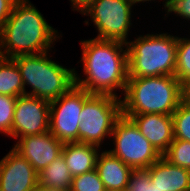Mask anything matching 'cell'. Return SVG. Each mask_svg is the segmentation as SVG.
I'll return each instance as SVG.
<instances>
[{
    "mask_svg": "<svg viewBox=\"0 0 190 191\" xmlns=\"http://www.w3.org/2000/svg\"><path fill=\"white\" fill-rule=\"evenodd\" d=\"M80 43V61L83 62L86 79H81L75 71V85L90 94L118 97L115 89L125 92L128 80L126 44L98 38L83 40Z\"/></svg>",
    "mask_w": 190,
    "mask_h": 191,
    "instance_id": "obj_1",
    "label": "cell"
},
{
    "mask_svg": "<svg viewBox=\"0 0 190 191\" xmlns=\"http://www.w3.org/2000/svg\"><path fill=\"white\" fill-rule=\"evenodd\" d=\"M29 1L17 0L3 25L0 31V57L14 58L49 52L51 44L60 38L58 31Z\"/></svg>",
    "mask_w": 190,
    "mask_h": 191,
    "instance_id": "obj_2",
    "label": "cell"
},
{
    "mask_svg": "<svg viewBox=\"0 0 190 191\" xmlns=\"http://www.w3.org/2000/svg\"><path fill=\"white\" fill-rule=\"evenodd\" d=\"M124 94L122 115H172L187 90L175 76L136 77L128 78Z\"/></svg>",
    "mask_w": 190,
    "mask_h": 191,
    "instance_id": "obj_3",
    "label": "cell"
},
{
    "mask_svg": "<svg viewBox=\"0 0 190 191\" xmlns=\"http://www.w3.org/2000/svg\"><path fill=\"white\" fill-rule=\"evenodd\" d=\"M177 36L146 34L126 43L128 78L174 76Z\"/></svg>",
    "mask_w": 190,
    "mask_h": 191,
    "instance_id": "obj_4",
    "label": "cell"
},
{
    "mask_svg": "<svg viewBox=\"0 0 190 191\" xmlns=\"http://www.w3.org/2000/svg\"><path fill=\"white\" fill-rule=\"evenodd\" d=\"M48 52L37 55H19L12 58L21 73L24 95L43 98L48 101L58 99L75 85V69L49 59ZM25 85L32 90L26 91Z\"/></svg>",
    "mask_w": 190,
    "mask_h": 191,
    "instance_id": "obj_5",
    "label": "cell"
},
{
    "mask_svg": "<svg viewBox=\"0 0 190 191\" xmlns=\"http://www.w3.org/2000/svg\"><path fill=\"white\" fill-rule=\"evenodd\" d=\"M122 115L121 98L89 94L79 115L78 142L99 147L111 136L116 120Z\"/></svg>",
    "mask_w": 190,
    "mask_h": 191,
    "instance_id": "obj_6",
    "label": "cell"
},
{
    "mask_svg": "<svg viewBox=\"0 0 190 191\" xmlns=\"http://www.w3.org/2000/svg\"><path fill=\"white\" fill-rule=\"evenodd\" d=\"M111 136L115 147L108 151L132 169H147L162 157L134 122L124 115L116 120Z\"/></svg>",
    "mask_w": 190,
    "mask_h": 191,
    "instance_id": "obj_7",
    "label": "cell"
},
{
    "mask_svg": "<svg viewBox=\"0 0 190 191\" xmlns=\"http://www.w3.org/2000/svg\"><path fill=\"white\" fill-rule=\"evenodd\" d=\"M132 0H95L82 15L91 17L98 30L96 38L127 43L131 24Z\"/></svg>",
    "mask_w": 190,
    "mask_h": 191,
    "instance_id": "obj_8",
    "label": "cell"
},
{
    "mask_svg": "<svg viewBox=\"0 0 190 191\" xmlns=\"http://www.w3.org/2000/svg\"><path fill=\"white\" fill-rule=\"evenodd\" d=\"M90 93L74 85L58 99L50 101L49 131L61 142H78L79 115ZM58 106V107H57Z\"/></svg>",
    "mask_w": 190,
    "mask_h": 191,
    "instance_id": "obj_9",
    "label": "cell"
},
{
    "mask_svg": "<svg viewBox=\"0 0 190 191\" xmlns=\"http://www.w3.org/2000/svg\"><path fill=\"white\" fill-rule=\"evenodd\" d=\"M50 101L30 95L17 97L12 138L33 136L49 131Z\"/></svg>",
    "mask_w": 190,
    "mask_h": 191,
    "instance_id": "obj_10",
    "label": "cell"
},
{
    "mask_svg": "<svg viewBox=\"0 0 190 191\" xmlns=\"http://www.w3.org/2000/svg\"><path fill=\"white\" fill-rule=\"evenodd\" d=\"M63 145V142L48 131L33 136L20 137L13 149L39 173L62 154Z\"/></svg>",
    "mask_w": 190,
    "mask_h": 191,
    "instance_id": "obj_11",
    "label": "cell"
},
{
    "mask_svg": "<svg viewBox=\"0 0 190 191\" xmlns=\"http://www.w3.org/2000/svg\"><path fill=\"white\" fill-rule=\"evenodd\" d=\"M38 184V173L13 148L0 160V191H31Z\"/></svg>",
    "mask_w": 190,
    "mask_h": 191,
    "instance_id": "obj_12",
    "label": "cell"
},
{
    "mask_svg": "<svg viewBox=\"0 0 190 191\" xmlns=\"http://www.w3.org/2000/svg\"><path fill=\"white\" fill-rule=\"evenodd\" d=\"M130 118L142 135L163 155L174 140L172 115L139 114L124 115Z\"/></svg>",
    "mask_w": 190,
    "mask_h": 191,
    "instance_id": "obj_13",
    "label": "cell"
},
{
    "mask_svg": "<svg viewBox=\"0 0 190 191\" xmlns=\"http://www.w3.org/2000/svg\"><path fill=\"white\" fill-rule=\"evenodd\" d=\"M150 181L163 191H190V170L172 165L163 156L149 168Z\"/></svg>",
    "mask_w": 190,
    "mask_h": 191,
    "instance_id": "obj_14",
    "label": "cell"
},
{
    "mask_svg": "<svg viewBox=\"0 0 190 191\" xmlns=\"http://www.w3.org/2000/svg\"><path fill=\"white\" fill-rule=\"evenodd\" d=\"M96 170L106 190L126 191L133 169L106 150L98 154Z\"/></svg>",
    "mask_w": 190,
    "mask_h": 191,
    "instance_id": "obj_15",
    "label": "cell"
},
{
    "mask_svg": "<svg viewBox=\"0 0 190 191\" xmlns=\"http://www.w3.org/2000/svg\"><path fill=\"white\" fill-rule=\"evenodd\" d=\"M98 148L101 147L81 142L64 143L62 155L73 177L96 169L98 151H101Z\"/></svg>",
    "mask_w": 190,
    "mask_h": 191,
    "instance_id": "obj_16",
    "label": "cell"
},
{
    "mask_svg": "<svg viewBox=\"0 0 190 191\" xmlns=\"http://www.w3.org/2000/svg\"><path fill=\"white\" fill-rule=\"evenodd\" d=\"M73 176L61 154L38 173V183L53 188L71 189Z\"/></svg>",
    "mask_w": 190,
    "mask_h": 191,
    "instance_id": "obj_17",
    "label": "cell"
},
{
    "mask_svg": "<svg viewBox=\"0 0 190 191\" xmlns=\"http://www.w3.org/2000/svg\"><path fill=\"white\" fill-rule=\"evenodd\" d=\"M0 95L12 97L24 95L22 76L12 58L0 57Z\"/></svg>",
    "mask_w": 190,
    "mask_h": 191,
    "instance_id": "obj_18",
    "label": "cell"
},
{
    "mask_svg": "<svg viewBox=\"0 0 190 191\" xmlns=\"http://www.w3.org/2000/svg\"><path fill=\"white\" fill-rule=\"evenodd\" d=\"M188 90L190 89V39H177L176 70L174 75Z\"/></svg>",
    "mask_w": 190,
    "mask_h": 191,
    "instance_id": "obj_19",
    "label": "cell"
},
{
    "mask_svg": "<svg viewBox=\"0 0 190 191\" xmlns=\"http://www.w3.org/2000/svg\"><path fill=\"white\" fill-rule=\"evenodd\" d=\"M174 139L190 142V99L186 97L172 114Z\"/></svg>",
    "mask_w": 190,
    "mask_h": 191,
    "instance_id": "obj_20",
    "label": "cell"
},
{
    "mask_svg": "<svg viewBox=\"0 0 190 191\" xmlns=\"http://www.w3.org/2000/svg\"><path fill=\"white\" fill-rule=\"evenodd\" d=\"M172 165L190 170V142L174 139L168 150L162 155Z\"/></svg>",
    "mask_w": 190,
    "mask_h": 191,
    "instance_id": "obj_21",
    "label": "cell"
},
{
    "mask_svg": "<svg viewBox=\"0 0 190 191\" xmlns=\"http://www.w3.org/2000/svg\"><path fill=\"white\" fill-rule=\"evenodd\" d=\"M16 100L17 97L0 95V132L11 137Z\"/></svg>",
    "mask_w": 190,
    "mask_h": 191,
    "instance_id": "obj_22",
    "label": "cell"
},
{
    "mask_svg": "<svg viewBox=\"0 0 190 191\" xmlns=\"http://www.w3.org/2000/svg\"><path fill=\"white\" fill-rule=\"evenodd\" d=\"M96 169L73 177L70 191H105Z\"/></svg>",
    "mask_w": 190,
    "mask_h": 191,
    "instance_id": "obj_23",
    "label": "cell"
},
{
    "mask_svg": "<svg viewBox=\"0 0 190 191\" xmlns=\"http://www.w3.org/2000/svg\"><path fill=\"white\" fill-rule=\"evenodd\" d=\"M126 191H163L153 184L148 169H133Z\"/></svg>",
    "mask_w": 190,
    "mask_h": 191,
    "instance_id": "obj_24",
    "label": "cell"
},
{
    "mask_svg": "<svg viewBox=\"0 0 190 191\" xmlns=\"http://www.w3.org/2000/svg\"><path fill=\"white\" fill-rule=\"evenodd\" d=\"M167 14L174 12L186 20H190V0H166L164 4Z\"/></svg>",
    "mask_w": 190,
    "mask_h": 191,
    "instance_id": "obj_25",
    "label": "cell"
},
{
    "mask_svg": "<svg viewBox=\"0 0 190 191\" xmlns=\"http://www.w3.org/2000/svg\"><path fill=\"white\" fill-rule=\"evenodd\" d=\"M17 0H0V31L6 20L11 15L13 6Z\"/></svg>",
    "mask_w": 190,
    "mask_h": 191,
    "instance_id": "obj_26",
    "label": "cell"
},
{
    "mask_svg": "<svg viewBox=\"0 0 190 191\" xmlns=\"http://www.w3.org/2000/svg\"><path fill=\"white\" fill-rule=\"evenodd\" d=\"M95 0H71L73 10L82 13Z\"/></svg>",
    "mask_w": 190,
    "mask_h": 191,
    "instance_id": "obj_27",
    "label": "cell"
},
{
    "mask_svg": "<svg viewBox=\"0 0 190 191\" xmlns=\"http://www.w3.org/2000/svg\"><path fill=\"white\" fill-rule=\"evenodd\" d=\"M31 191H70V190L53 188V187H46V186L38 183Z\"/></svg>",
    "mask_w": 190,
    "mask_h": 191,
    "instance_id": "obj_28",
    "label": "cell"
},
{
    "mask_svg": "<svg viewBox=\"0 0 190 191\" xmlns=\"http://www.w3.org/2000/svg\"><path fill=\"white\" fill-rule=\"evenodd\" d=\"M133 1V3L135 4V3H140V2H146V1H152V0H132ZM154 1V0H153Z\"/></svg>",
    "mask_w": 190,
    "mask_h": 191,
    "instance_id": "obj_29",
    "label": "cell"
},
{
    "mask_svg": "<svg viewBox=\"0 0 190 191\" xmlns=\"http://www.w3.org/2000/svg\"><path fill=\"white\" fill-rule=\"evenodd\" d=\"M187 97L190 99V89L187 90Z\"/></svg>",
    "mask_w": 190,
    "mask_h": 191,
    "instance_id": "obj_30",
    "label": "cell"
}]
</instances>
